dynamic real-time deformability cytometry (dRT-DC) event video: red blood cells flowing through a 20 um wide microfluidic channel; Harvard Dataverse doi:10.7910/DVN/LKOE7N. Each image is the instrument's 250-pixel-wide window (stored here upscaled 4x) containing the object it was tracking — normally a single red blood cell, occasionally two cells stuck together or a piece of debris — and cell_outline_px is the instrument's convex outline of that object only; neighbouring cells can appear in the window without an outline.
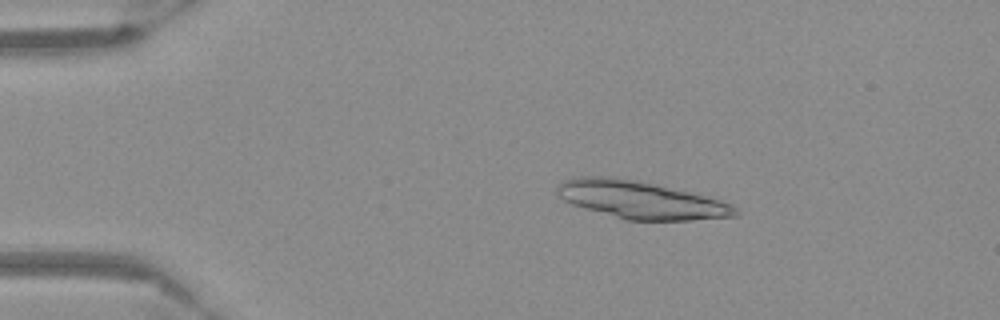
{"species": "Egyptian fruit bat (a non-hibernating species)", "species_latin": "Rousettus aegyptiacus", "temperature_condition": "warm", "stored_images_in_passage": 38, "camera_frame_rate_fps": 3000, "um_per_image_px": 0.085, "frame": {"image": 1, "passage_image": 6, "time_ms": 1.667, "image_size_px": [1000, 320], "cell_outline_px": [[740, 212], [736, 216], [692, 220], [628, 220], [584, 208], [572, 204], [556, 196], [556, 188], [564, 180], [580, 176], [612, 176], [636, 180], [656, 184], [720, 200], [736, 208]], "centroid_in_image_um": [54.41, 16.98], "position_along_channel_um": 30.6, "area_um2": 38.73}}